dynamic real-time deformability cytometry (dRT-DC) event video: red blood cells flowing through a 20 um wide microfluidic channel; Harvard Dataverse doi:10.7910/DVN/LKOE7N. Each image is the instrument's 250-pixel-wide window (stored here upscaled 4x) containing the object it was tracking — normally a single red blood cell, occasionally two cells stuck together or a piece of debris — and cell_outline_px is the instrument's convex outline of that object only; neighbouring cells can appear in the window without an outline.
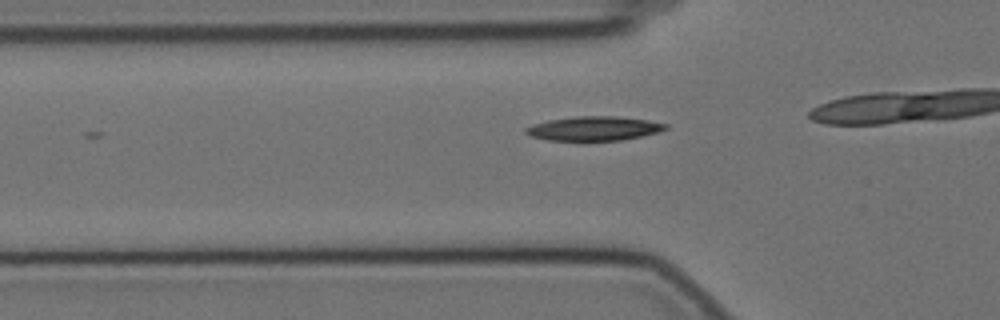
{"species": "Egyptian fruit bat (a non-hibernating species)", "species_latin": "Rousettus aegyptiacus", "temperature_condition": "cold", "stored_images_in_passage": 10, "camera_frame_rate_fps": 3000, "um_per_image_px": 0.085, "animal": {"sex": "female"}, "frame": {"image": 1, "passage_image": 3, "time_ms": 0.667, "image_size_px": [1000, 320], "cell_outline_px": [[668, 128], [656, 132], [640, 136], [620, 140], [580, 144], [544, 140], [528, 136], [524, 132], [524, 128], [532, 124], [548, 120], [576, 116], [616, 116], [648, 120], [668, 124]], "centroid_in_image_um": [50.36, 10.97], "position_along_channel_um": 75.4, "area_um2": 20.81}}